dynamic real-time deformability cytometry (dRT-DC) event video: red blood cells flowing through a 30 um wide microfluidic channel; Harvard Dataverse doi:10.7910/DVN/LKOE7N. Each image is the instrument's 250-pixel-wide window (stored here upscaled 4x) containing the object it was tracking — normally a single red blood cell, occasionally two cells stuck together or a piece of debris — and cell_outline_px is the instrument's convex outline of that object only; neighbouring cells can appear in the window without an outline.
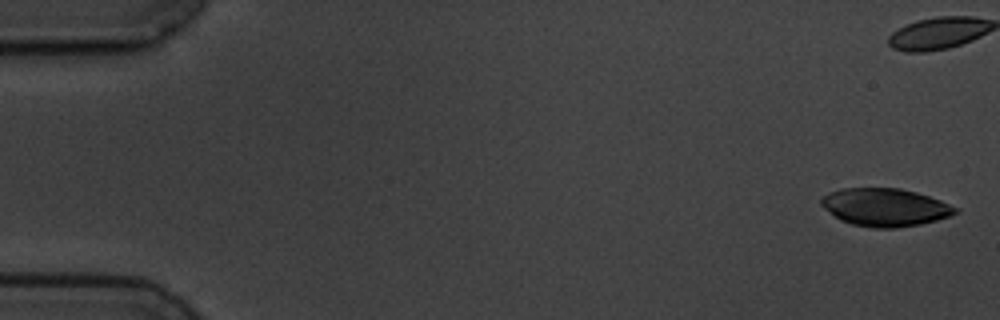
{"species": "common noctule bat (a hibernating species)", "species_latin": "Nyctalus noctula", "temperature_condition": "cold", "stored_images_in_passage": 3, "camera_frame_rate_fps": 3000, "um_per_image_px": 0.085, "animal": {"sex": "male", "body_mass_g": 19.5, "forearm_length_mm": 54.6}, "frame": {"image": 1, "passage_image": 1, "time_ms": 0.0, "image_size_px": [1000, 320], "cell_outline_px": [[960, 212], [936, 220], [920, 224], [896, 228], [872, 228], [852, 224], [840, 220], [824, 208], [820, 204], [820, 200], [824, 196], [832, 192], [844, 188], [900, 188], [916, 192], [940, 200], [960, 208]], "centroid_in_image_um": [75.26, 17.62], "position_along_channel_um": 9.7, "area_um2": 29.54}}